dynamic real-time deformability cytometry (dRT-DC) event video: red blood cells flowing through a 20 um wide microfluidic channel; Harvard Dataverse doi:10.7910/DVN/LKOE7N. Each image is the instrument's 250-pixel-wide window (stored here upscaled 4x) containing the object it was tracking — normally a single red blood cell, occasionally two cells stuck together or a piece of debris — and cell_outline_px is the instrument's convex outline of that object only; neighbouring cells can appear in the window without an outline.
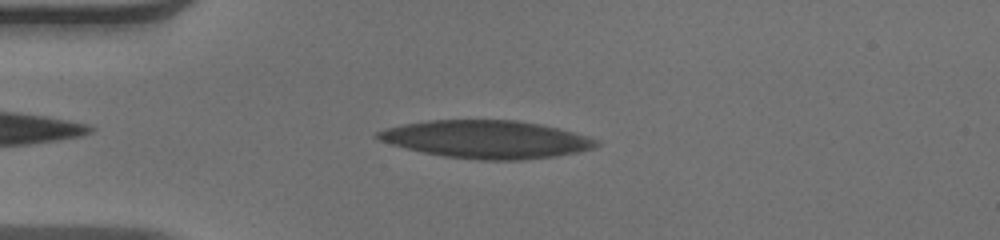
{"species": "human", "species_latin": "Homo sapiens", "temperature_condition": "warm", "stored_images_in_passage": 39, "camera_frame_rate_fps": 3000, "um_per_image_px": 0.085, "donor": {"sex": "male"}, "frame": {"image": 1, "passage_image": 4, "time_ms": 1.0, "image_size_px": [1000, 240], "cell_outline_px": [[600, 144], [596, 148], [556, 156], [520, 160], [476, 160], [444, 156], [404, 148], [380, 140], [372, 136], [376, 132], [384, 128], [404, 124], [428, 120], [516, 120], [540, 124], [588, 136], [600, 140]], "centroid_in_image_um": [41.34, 11.84], "position_along_channel_um": 43.7, "area_um2": 48.26}}
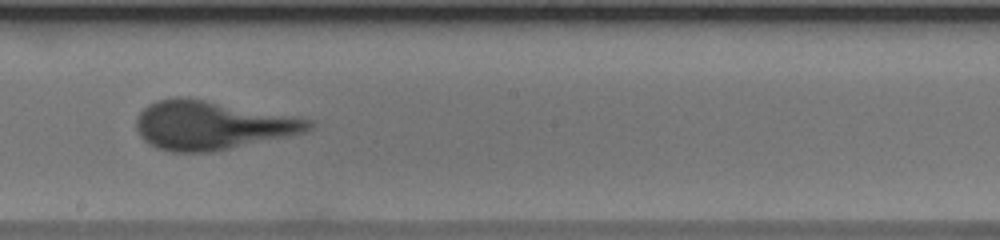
{"frame": {"image": 2, "passage_image": 20, "time_ms": 6.333, "image_size_px": [1000, 240], "cell_outline_px": [[316, 124], [308, 132], [212, 152], [172, 152], [156, 148], [148, 144], [140, 136], [136, 128], [136, 116], [148, 104], [156, 100], [176, 96], [188, 96], [292, 116], [312, 120]], "centroid_in_image_um": [17.98, 10.64], "position_along_channel_um": 230.2, "area_um2": 49.36}}
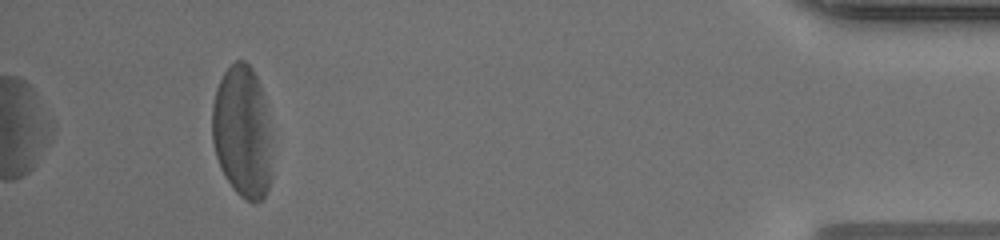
{"frame": {"image": 3, "passage_image": 39, "time_ms": 12.667, "image_size_px": [1000, 240], "cell_outline_px": [[272, 176], [268, 188], [264, 196], [256, 204], [252, 204], [240, 196], [236, 192], [224, 176], [220, 168], [216, 156], [212, 140], [212, 104], [216, 88], [224, 72], [236, 60], [244, 60], [252, 68], [256, 76], [264, 96], [268, 120], [272, 172]], "centroid_in_image_um": [20.59, 11.24], "position_along_channel_um": 414.6, "area_um2": 46.41}, "authors_computed_cell_mechanics": {"area_um2": 48.0896, "velocity_mm_per_s": 3.9284, "shape_relaxation_time_tau1_ms": 5.926, "shape_relaxation_time_tau2_ms": 0.9314, "deformation_change_tau1": 0.2478, "deformation_change_tau2": 0.1029}}